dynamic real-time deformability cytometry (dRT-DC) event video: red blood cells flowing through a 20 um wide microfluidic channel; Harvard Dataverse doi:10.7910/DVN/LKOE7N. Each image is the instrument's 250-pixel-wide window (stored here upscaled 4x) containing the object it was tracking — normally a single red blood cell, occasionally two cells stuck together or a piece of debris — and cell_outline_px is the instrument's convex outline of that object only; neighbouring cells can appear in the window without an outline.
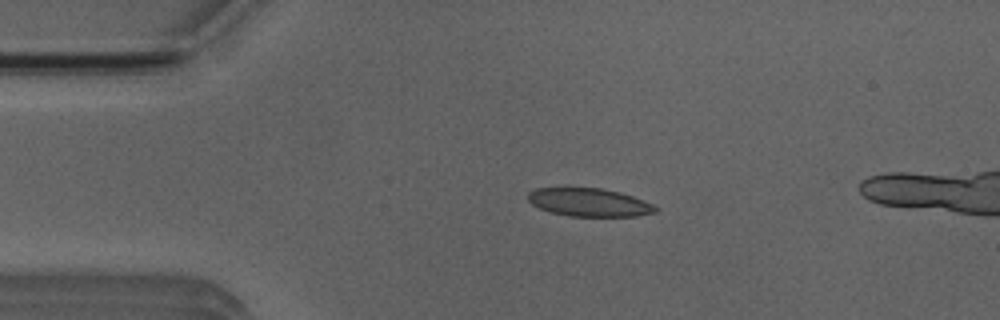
{"species": "Egyptian fruit bat (a non-hibernating species)", "species_latin": "Rousettus aegyptiacus", "temperature_condition": "room temperature", "stored_images_in_passage": 4, "camera_frame_rate_fps": 3000, "um_per_image_px": 0.085, "animal": {"sex": "male"}, "frame": {"image": 1, "passage_image": 2, "time_ms": 1.333, "image_size_px": [1000, 320], "cell_outline_px": [[660, 208], [656, 212], [636, 216], [568, 216], [552, 212], [540, 208], [532, 204], [528, 200], [528, 192], [536, 188], [600, 188], [620, 192], [632, 196], [652, 204]], "centroid_in_image_um": [50.09, 17.2], "position_along_channel_um": 34.9, "area_um2": 20.81}}